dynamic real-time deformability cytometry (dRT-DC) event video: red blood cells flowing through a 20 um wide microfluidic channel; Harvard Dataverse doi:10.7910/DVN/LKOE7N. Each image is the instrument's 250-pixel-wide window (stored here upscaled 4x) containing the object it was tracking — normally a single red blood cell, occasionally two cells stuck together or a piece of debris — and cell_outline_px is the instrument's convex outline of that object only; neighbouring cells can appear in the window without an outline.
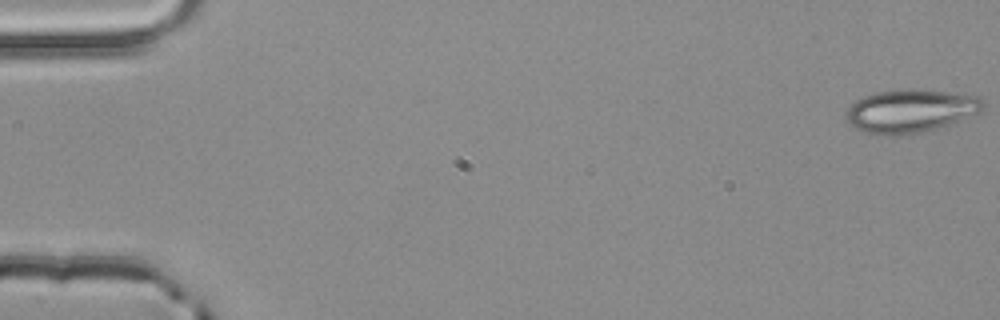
{"species": "common noctule bat (a hibernating species)", "species_latin": "Nyctalus noctula", "temperature_condition": "room temperature", "stored_images_in_passage": 53, "camera_frame_rate_fps": 3000, "um_per_image_px": 0.085, "animal": {"sex": "male", "body_mass_g": 20.4}, "frame": {"image": 1, "passage_image": 1, "time_ms": 0.0, "image_size_px": [1000, 320], "cell_outline_px": [[984, 108], [980, 112], [960, 120], [928, 132], [900, 136], [888, 136], [864, 132], [856, 128], [844, 116], [844, 112], [856, 100], [864, 96], [876, 92], [912, 88], [948, 92], [980, 96], [984, 100]], "centroid_in_image_um": [77.41, 9.44], "position_along_channel_um": 7.6, "area_um2": 34.91}}
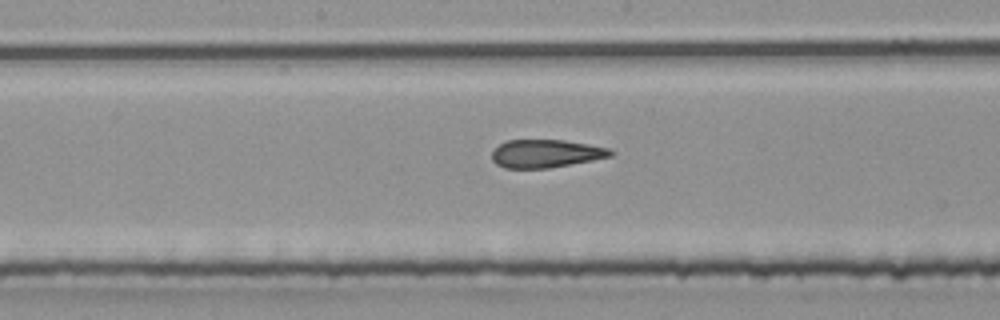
{"frame": {"image": 2, "passage_image": 28, "time_ms": 9.0, "image_size_px": [1000, 320], "cell_outline_px": [[616, 152], [612, 156], [592, 160], [548, 168], [504, 168], [496, 164], [492, 160], [492, 152], [500, 144], [508, 140], [564, 140], [612, 148]], "centroid_in_image_um": [46.43, 13.05], "position_along_channel_um": 201.8, "area_um2": 19.42}}
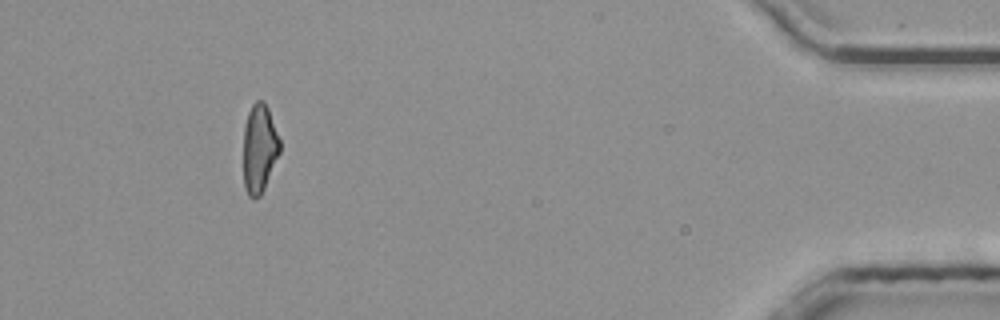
{"frame": {"image": 3, "passage_image": 49, "time_ms": 16.0, "image_size_px": [1000, 320], "cell_outline_px": [[280, 152], [264, 188], [260, 196], [252, 200], [248, 196], [244, 184], [244, 128], [248, 112], [252, 104], [256, 100], [264, 100], [268, 108], [280, 140]], "centroid_in_image_um": [22.04, 12.61], "position_along_channel_um": 413.2, "area_um2": 18.79}, "authors_computed_cell_mechanics": {"area_um2": 20.4034, "velocity_mm_per_s": 3.9694, "shape_relaxation_time_tau1_ms": null, "shape_relaxation_time_tau2_ms": 2.7419, "deformation_change_tau1": null, "deformation_change_tau2": 0.1208}}